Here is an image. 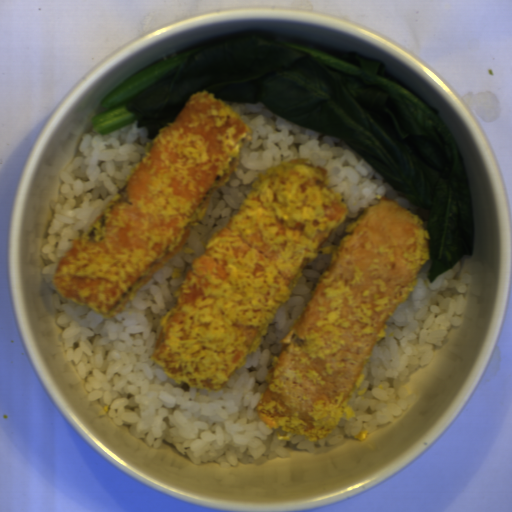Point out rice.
Masks as SVG:
<instances>
[{
    "label": "rice",
    "mask_w": 512,
    "mask_h": 512,
    "mask_svg": "<svg viewBox=\"0 0 512 512\" xmlns=\"http://www.w3.org/2000/svg\"><path fill=\"white\" fill-rule=\"evenodd\" d=\"M223 102L252 126L239 163L229 180L212 194L205 219L193 226L188 239L193 251H182L160 266L114 317L102 316L58 294L52 286L54 266L96 221L140 160L146 142L154 138H148L147 126L138 127V119L107 134L93 129L82 135L81 155L60 172L63 183L58 190L63 196L54 207L47 241L40 249L45 290L55 307V322L63 330L65 360H73L86 380L88 400L99 399L118 426L127 423L135 438H143L153 447H160L163 441L172 443L195 463L258 465L276 457L290 458L288 442L302 450L316 444L344 446L347 436L365 440L406 408L413 370L427 365L435 346L452 326L461 324L470 274L462 270L460 258L433 282L428 278L431 261H424L414 291L385 321L387 331L371 346L362 382L349 394L348 404L355 416L339 419L321 440L310 441L298 434L278 438L286 433L280 427L268 429L256 414V404L279 341L316 287L329 255L320 254L306 265L259 348L232 374L228 388L183 392L152 359L159 319L174 305L175 288L213 232L232 218L262 169L289 158H310L325 168L326 183L342 194L347 214L330 231L323 248L336 246L347 225L377 195L390 197L419 215L428 229V210L412 204L339 136L308 129L260 102Z\"/></svg>",
    "instance_id": "1"
}]
</instances>
